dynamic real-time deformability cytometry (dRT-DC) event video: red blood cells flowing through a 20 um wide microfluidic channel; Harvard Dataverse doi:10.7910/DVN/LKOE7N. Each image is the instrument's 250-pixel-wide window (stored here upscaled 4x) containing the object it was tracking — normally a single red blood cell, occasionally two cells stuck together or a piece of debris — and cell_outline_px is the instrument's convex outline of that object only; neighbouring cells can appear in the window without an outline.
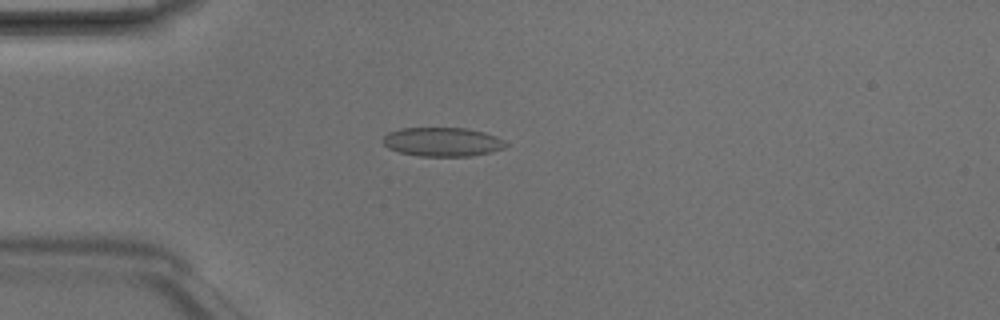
{"species": "Egyptian fruit bat (a non-hibernating species)", "species_latin": "Rousettus aegyptiacus", "temperature_condition": "room temperature", "stored_images_in_passage": 2, "camera_frame_rate_fps": 3000, "um_per_image_px": 0.085, "animal": {"sex": "male"}, "frame": {"image": 1, "passage_image": 2, "time_ms": 0.333, "image_size_px": [1000, 320], "cell_outline_px": [[508, 144], [504, 148], [492, 152], [468, 156], [420, 156], [400, 152], [388, 148], [384, 144], [384, 136], [388, 132], [400, 128], [468, 128], [484, 132], [496, 136], [504, 140]], "centroid_in_image_um": [37.63, 12.05], "position_along_channel_um": 47.4, "area_um2": 20.75}}